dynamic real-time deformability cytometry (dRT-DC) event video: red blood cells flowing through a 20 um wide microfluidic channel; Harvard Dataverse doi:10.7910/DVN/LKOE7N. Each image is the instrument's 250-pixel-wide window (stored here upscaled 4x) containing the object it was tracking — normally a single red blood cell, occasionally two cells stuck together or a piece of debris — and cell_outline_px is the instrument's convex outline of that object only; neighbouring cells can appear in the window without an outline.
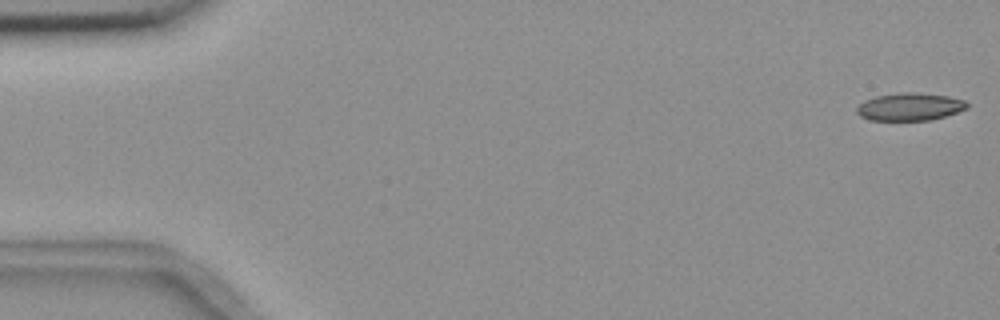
{"species": "common noctule bat (a hibernating species)", "species_latin": "Nyctalus noctula", "temperature_condition": "room temperature", "stored_images_in_passage": 6, "camera_frame_rate_fps": 3000, "um_per_image_px": 0.085, "animal": {"sex": "female", "body_mass_g": 18.4}, "frame": {"image": 1, "passage_image": 1, "time_ms": 0.0, "image_size_px": [1000, 320], "cell_outline_px": [[968, 108], [944, 116], [928, 120], [868, 120], [860, 116], [856, 112], [856, 108], [864, 100], [876, 96], [900, 92], [916, 92], [948, 96], [964, 100], [968, 104]], "centroid_in_image_um": [77.3, 9.07], "position_along_channel_um": 7.7, "area_um2": 17.74}}
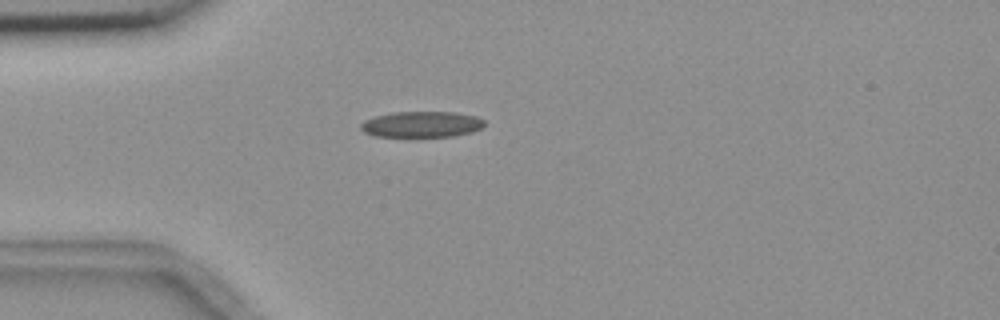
{"frame": {"image": 2, "passage_image": 5, "time_ms": 4.667, "image_size_px": [1000, 320], "cell_outline_px": [[484, 124], [480, 128], [472, 132], [452, 136], [372, 136], [364, 132], [360, 128], [360, 124], [364, 120], [376, 116], [392, 112], [456, 112], [476, 116], [484, 120]], "centroid_in_image_um": [35.82, 10.56], "position_along_channel_um": 49.2, "area_um2": 18.61}}